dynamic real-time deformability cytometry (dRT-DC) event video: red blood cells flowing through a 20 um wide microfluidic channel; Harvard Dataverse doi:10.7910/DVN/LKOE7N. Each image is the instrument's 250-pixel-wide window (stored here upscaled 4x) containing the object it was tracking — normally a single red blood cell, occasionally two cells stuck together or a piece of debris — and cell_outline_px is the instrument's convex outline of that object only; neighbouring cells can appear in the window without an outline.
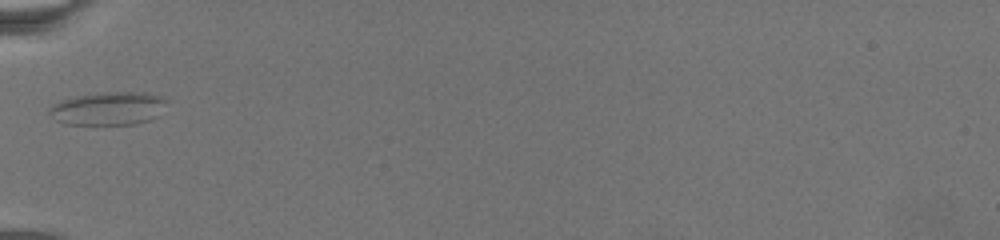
{"species": "common noctule bat (a hibernating species)", "species_latin": "Nyctalus noctula", "temperature_condition": "warm", "stored_images_in_passage": 35, "camera_frame_rate_fps": 3000, "um_per_image_px": 0.085, "animal": {"sex": "female", "body_mass_g": 19.5, "forearm_length_mm": 54.1}, "frame": {"image": 1, "passage_image": 1, "time_ms": 0.0, "image_size_px": [1000, 240], "cell_outline_px": [[164, 100], [160, 116], [136, 124], [68, 124], [56, 120], [48, 112], [48, 108], [52, 104], [60, 100], [76, 96], [96, 92], [148, 92], [160, 96]], "centroid_in_image_um": [9.17, 9.21], "position_along_channel_um": 75.8, "area_um2": 22.72}}
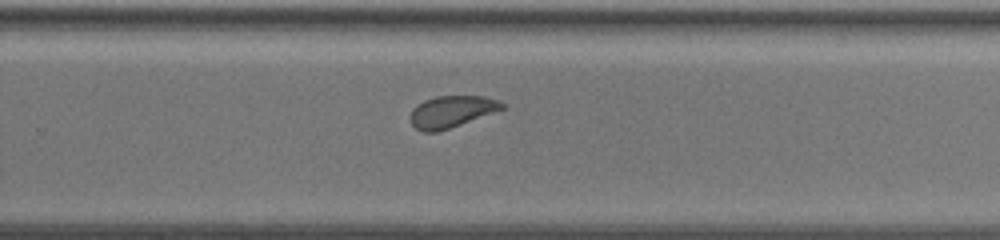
{"frame": {"image": 2, "passage_image": 16, "time_ms": 7.333, "image_size_px": [1000, 240], "cell_outline_px": [[508, 108], [436, 132], [424, 132], [416, 128], [412, 124], [412, 108], [416, 104], [424, 100], [436, 96], [484, 96], [500, 100]], "centroid_in_image_um": [38.43, 9.46], "position_along_channel_um": 291.4, "area_um2": 16.94}}
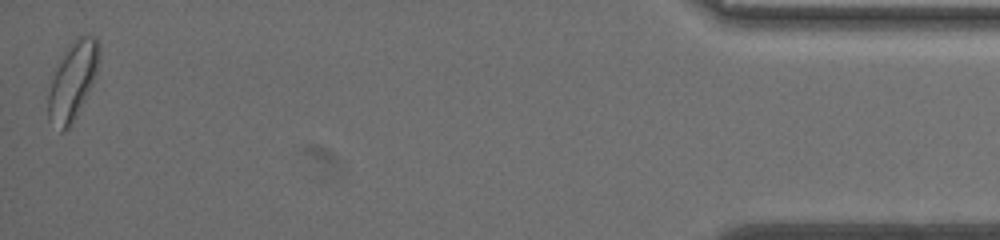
{"frame": {"image": 3, "passage_image": 35, "time_ms": 14.667, "image_size_px": [1000, 240], "cell_outline_px": [[100, 56], [96, 72], [84, 100], [76, 116], [68, 128], [64, 132], [60, 132], [48, 120], [48, 96], [52, 80], [60, 56], [68, 44], [76, 36], [96, 36], [100, 44]], "centroid_in_image_um": [6.17, 6.83], "position_along_channel_um": 429.0, "area_um2": 23.06}}